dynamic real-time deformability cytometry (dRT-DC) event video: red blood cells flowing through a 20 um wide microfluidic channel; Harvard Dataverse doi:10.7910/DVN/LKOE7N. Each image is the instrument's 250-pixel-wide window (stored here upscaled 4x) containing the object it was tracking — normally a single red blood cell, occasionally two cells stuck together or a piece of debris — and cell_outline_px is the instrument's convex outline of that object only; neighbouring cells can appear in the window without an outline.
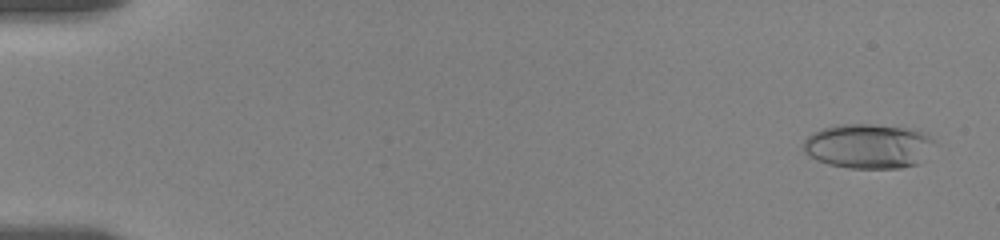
{"species": "human", "species_latin": "Homo sapiens", "temperature_condition": "room temperature", "stored_images_in_passage": 36, "camera_frame_rate_fps": 3000, "um_per_image_px": 0.085, "donor": {"sex": "female"}, "frame": {"image": 1, "passage_image": 5, "time_ms": 0.667, "image_size_px": [1000, 240], "cell_outline_px": [[932, 140], [916, 164], [900, 168], [848, 168], [828, 164], [816, 160], [808, 156], [804, 152], [804, 140], [812, 132], [836, 124], [872, 124], [920, 128]], "centroid_in_image_um": [73.71, 12.39], "position_along_channel_um": 11.3, "area_um2": 33.87}}
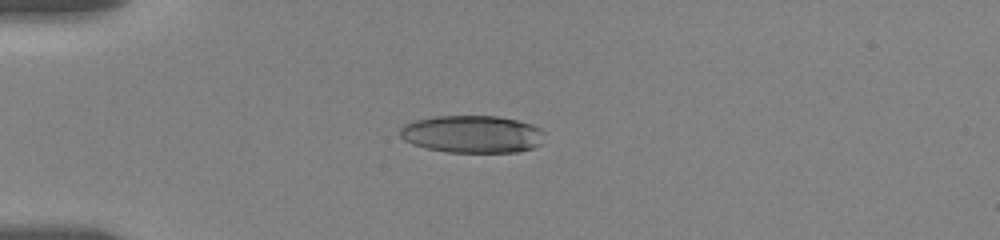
{"frame": {"image": 2, "passage_image": 30, "time_ms": 5.0, "image_size_px": [1000, 240], "cell_outline_px": [[544, 132], [540, 144], [532, 148], [516, 152], [448, 152], [428, 148], [412, 144], [404, 140], [400, 136], [400, 128], [404, 124], [412, 120], [432, 116], [496, 116], [516, 120], [532, 124], [540, 128]], "centroid_in_image_um": [40.11, 11.39], "position_along_channel_um": 44.9, "area_um2": 31.62}}